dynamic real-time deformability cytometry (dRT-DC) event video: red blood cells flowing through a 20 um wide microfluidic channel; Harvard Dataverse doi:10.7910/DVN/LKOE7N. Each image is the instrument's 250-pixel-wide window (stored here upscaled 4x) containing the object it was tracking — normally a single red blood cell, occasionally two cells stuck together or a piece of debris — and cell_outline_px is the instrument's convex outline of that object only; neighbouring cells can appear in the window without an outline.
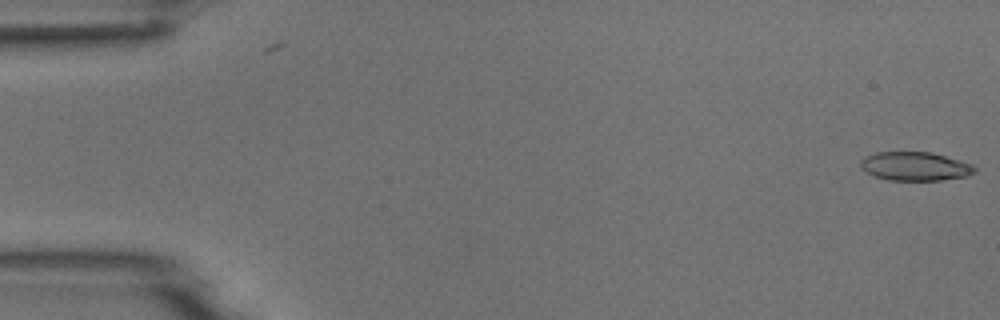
{"species": "common noctule bat (a hibernating species)", "species_latin": "Nyctalus noctula", "temperature_condition": "room temperature", "stored_images_in_passage": 2, "camera_frame_rate_fps": 3000, "um_per_image_px": 0.085, "animal": {"sex": "male", "body_mass_g": 18.8}, "frame": {"image": 1, "passage_image": 2, "time_ms": 0.333, "image_size_px": [1000, 320], "cell_outline_px": [[976, 172], [968, 176], [940, 180], [888, 180], [872, 176], [860, 164], [860, 160], [876, 152], [932, 152], [960, 160], [972, 164], [976, 168]], "centroid_in_image_um": [77.82, 14.14], "position_along_channel_um": 7.2, "area_um2": 19.07}}